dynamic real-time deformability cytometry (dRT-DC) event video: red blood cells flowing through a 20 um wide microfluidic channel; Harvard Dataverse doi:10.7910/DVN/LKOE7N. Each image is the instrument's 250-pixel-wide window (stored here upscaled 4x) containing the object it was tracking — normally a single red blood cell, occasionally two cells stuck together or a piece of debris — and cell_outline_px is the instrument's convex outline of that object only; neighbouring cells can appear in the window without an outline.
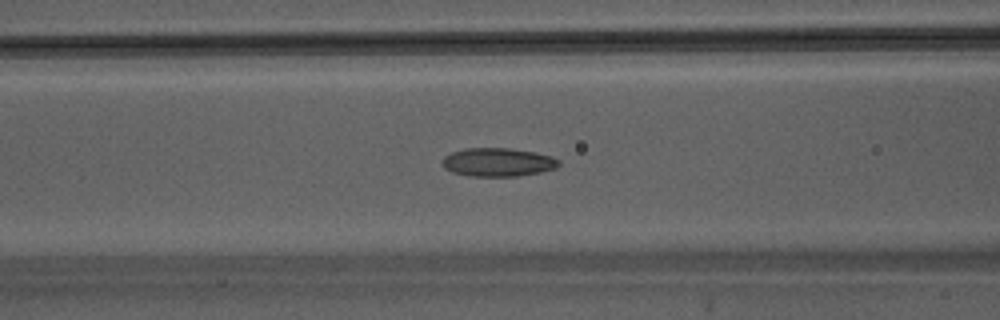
{"species": "Egyptian fruit bat (a non-hibernating species)", "species_latin": "Rousettus aegyptiacus", "temperature_condition": "warm", "stored_images_in_passage": 35, "camera_frame_rate_fps": 3000, "um_per_image_px": 0.085, "animal": {"sex": "male"}, "frame": {"image": 1, "passage_image": 8, "time_ms": 2.333, "image_size_px": [1000, 320], "cell_outline_px": [[560, 164], [556, 168], [540, 172], [520, 176], [468, 176], [452, 172], [444, 168], [440, 164], [444, 156], [452, 152], [464, 148], [508, 148], [536, 152], [552, 156], [560, 160]], "centroid_in_image_um": [42.31, 13.78], "position_along_channel_um": 124.3, "area_um2": 19.59}}
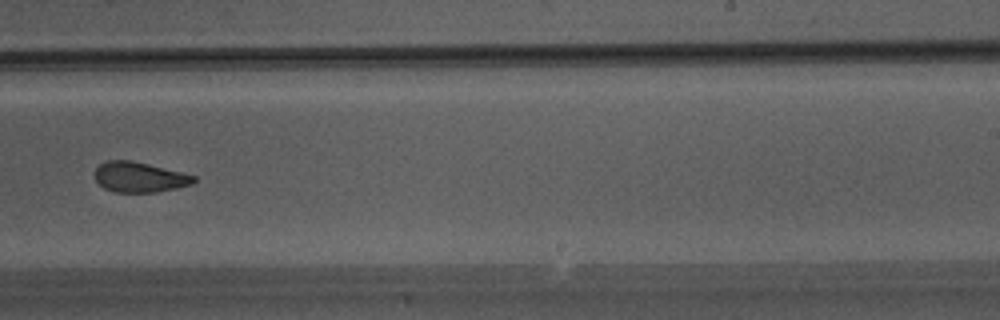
{"frame": {"image": 2, "passage_image": 18, "time_ms": 5.667, "image_size_px": [1000, 320], "cell_outline_px": [[196, 180], [192, 184], [176, 188], [156, 192], [116, 192], [104, 188], [96, 180], [96, 168], [100, 164], [108, 160], [132, 160], [196, 176]], "centroid_in_image_um": [11.86, 15.05], "position_along_channel_um": 277.1, "area_um2": 17.22}}
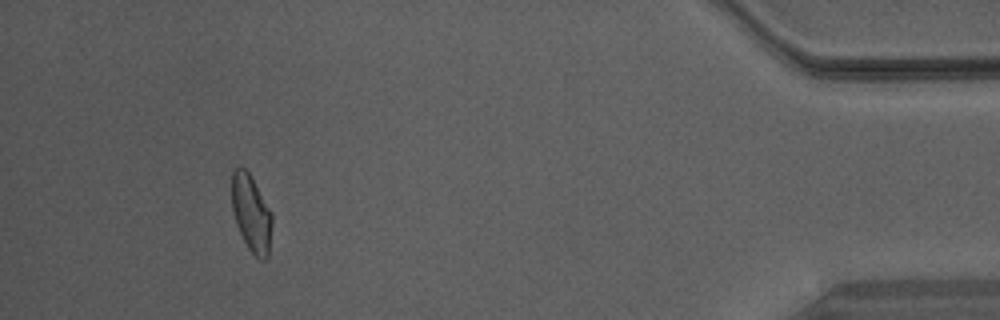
{"frame": {"image": 3, "passage_image": 31, "time_ms": 10.0, "image_size_px": [1000, 320], "cell_outline_px": [[272, 224], [268, 256], [264, 260], [260, 260], [248, 248], [236, 224], [232, 208], [232, 172], [240, 164], [248, 172], [272, 212]], "centroid_in_image_um": [21.36, 18.13], "position_along_channel_um": 413.8, "area_um2": 17.92}}